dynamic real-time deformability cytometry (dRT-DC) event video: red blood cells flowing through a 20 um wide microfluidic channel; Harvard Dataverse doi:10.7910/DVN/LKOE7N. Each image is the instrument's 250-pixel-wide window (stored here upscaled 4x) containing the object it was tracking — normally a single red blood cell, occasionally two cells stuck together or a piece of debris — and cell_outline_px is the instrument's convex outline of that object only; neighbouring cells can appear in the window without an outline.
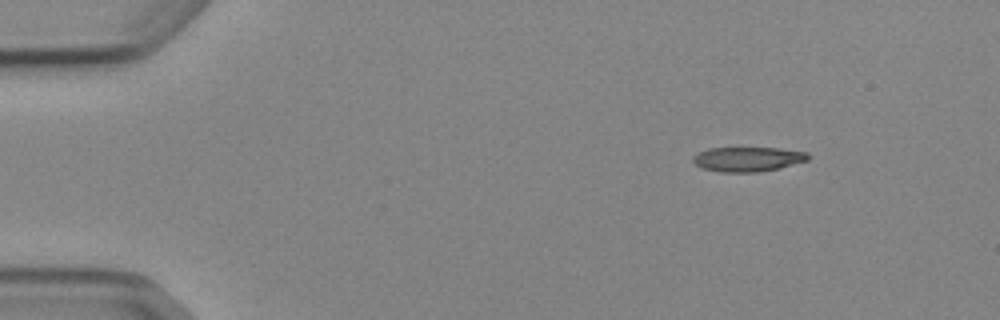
{"species": "Egyptian fruit bat (a non-hibernating species)", "species_latin": "Rousettus aegyptiacus", "temperature_condition": "cold", "stored_images_in_passage": 5, "camera_frame_rate_fps": 3000, "um_per_image_px": 0.085, "animal": {"sex": "female"}, "frame": {"image": 1, "passage_image": 1, "time_ms": 0.0, "image_size_px": [1000, 320], "cell_outline_px": [[808, 160], [780, 168], [756, 172], [720, 172], [704, 168], [696, 164], [692, 160], [692, 156], [708, 148], [780, 148], [808, 152]], "centroid_in_image_um": [63.57, 13.52], "position_along_channel_um": 21.4, "area_um2": 16.42}}
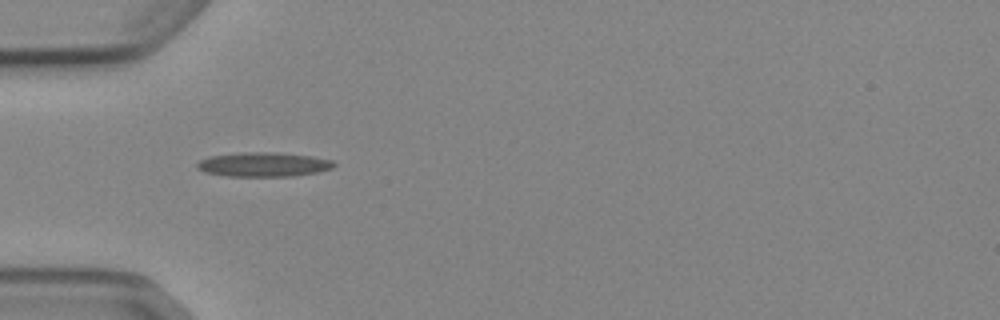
{"frame": {"image": 2, "passage_image": 4, "time_ms": 3.333, "image_size_px": [1000, 320], "cell_outline_px": [[336, 164], [332, 168], [316, 172], [296, 176], [228, 176], [204, 172], [196, 168], [196, 164], [200, 160], [208, 156], [244, 152], [276, 152], [312, 156], [332, 160]], "centroid_in_image_um": [22.38, 13.97], "position_along_channel_um": 62.6, "area_um2": 19.48}}
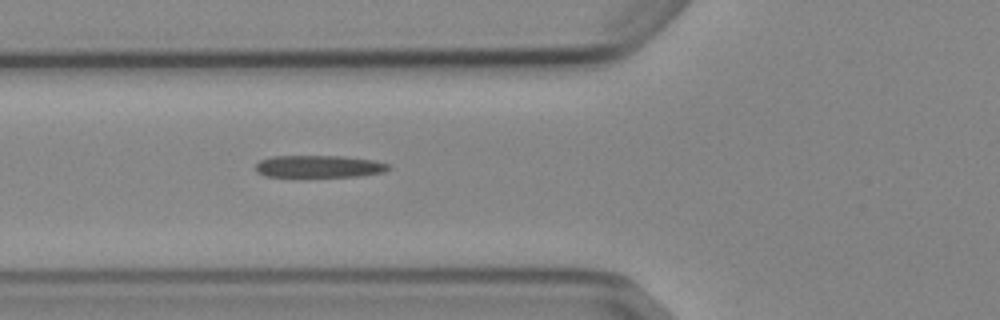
{"frame": {"image": 3, "passage_image": 5, "time_ms": 4.333, "image_size_px": [1000, 320], "cell_outline_px": [[392, 168], [384, 172], [360, 176], [264, 176], [256, 172], [256, 164], [260, 160], [272, 156], [344, 156], [376, 160], [388, 164]], "centroid_in_image_um": [27.15, 14.14], "position_along_channel_um": 98.7, "area_um2": 17.22}}